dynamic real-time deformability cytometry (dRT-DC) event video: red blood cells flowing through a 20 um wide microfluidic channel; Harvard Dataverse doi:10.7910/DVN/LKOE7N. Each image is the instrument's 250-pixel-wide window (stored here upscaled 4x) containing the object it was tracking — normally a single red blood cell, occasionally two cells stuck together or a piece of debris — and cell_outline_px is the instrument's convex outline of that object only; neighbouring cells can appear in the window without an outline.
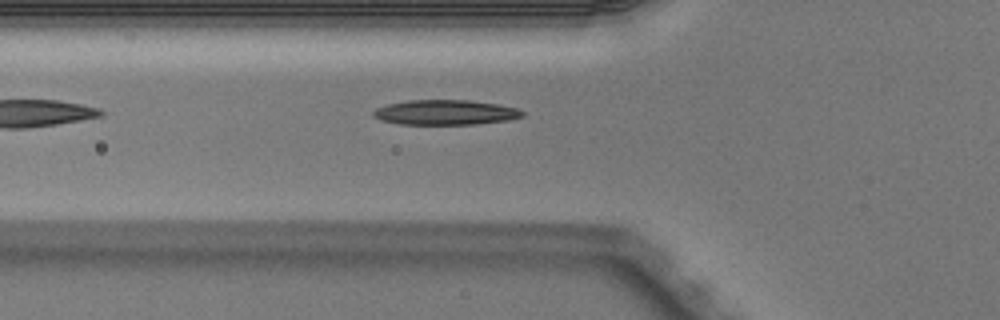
{"species": "Egyptian fruit bat (a non-hibernating species)", "species_latin": "Rousettus aegyptiacus", "temperature_condition": "warm", "stored_images_in_passage": 5, "camera_frame_rate_fps": 3000, "um_per_image_px": 0.085, "animal": {"sex": "male"}, "frame": {"image": 1, "passage_image": 5, "time_ms": 1.333, "image_size_px": [1000, 320], "cell_outline_px": [[524, 116], [508, 120], [476, 124], [400, 124], [380, 120], [372, 116], [372, 112], [376, 108], [388, 104], [408, 100], [468, 100], [496, 104], [520, 108], [524, 112]], "centroid_in_image_um": [37.86, 9.55], "position_along_channel_um": 87.9, "area_um2": 21.73}}